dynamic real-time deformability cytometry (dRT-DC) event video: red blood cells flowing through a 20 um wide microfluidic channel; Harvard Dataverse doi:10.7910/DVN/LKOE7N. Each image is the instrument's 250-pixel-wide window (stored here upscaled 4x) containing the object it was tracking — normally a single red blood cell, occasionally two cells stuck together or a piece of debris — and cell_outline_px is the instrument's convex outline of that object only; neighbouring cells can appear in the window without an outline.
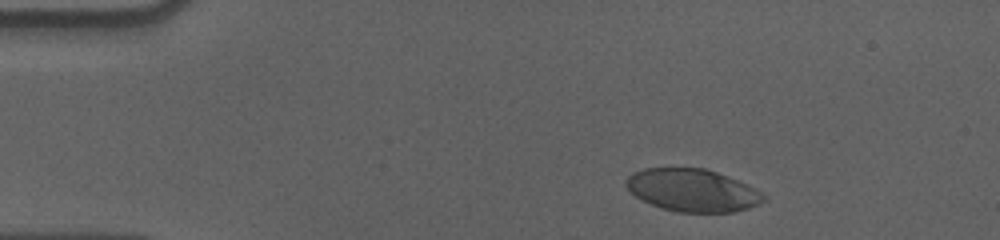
{"species": "human", "species_latin": "Homo sapiens", "temperature_condition": "cold", "stored_images_in_passage": 41, "camera_frame_rate_fps": 3000, "um_per_image_px": 0.085, "donor": {"sex": "male"}, "frame": {"image": 1, "passage_image": 1, "time_ms": 0.0, "image_size_px": [1000, 240], "cell_outline_px": [[768, 200], [760, 204], [748, 208], [732, 212], [676, 212], [652, 204], [636, 196], [624, 184], [624, 180], [632, 172], [644, 168], [704, 168], [728, 176], [756, 188], [768, 196]], "centroid_in_image_um": [58.9, 16.17], "position_along_channel_um": 26.1, "area_um2": 34.22}}
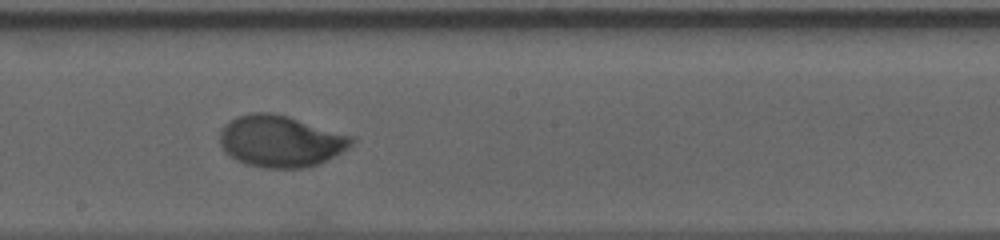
{"frame": {"image": 2, "passage_image": 24, "time_ms": 7.667, "image_size_px": [1000, 240], "cell_outline_px": [[356, 140], [348, 148], [328, 160], [304, 168], [264, 168], [244, 164], [236, 160], [224, 152], [220, 144], [220, 128], [228, 120], [252, 112], [272, 112], [288, 116], [352, 136]], "centroid_in_image_um": [23.81, 12.0], "position_along_channel_um": 224.4, "area_um2": 39.82}}
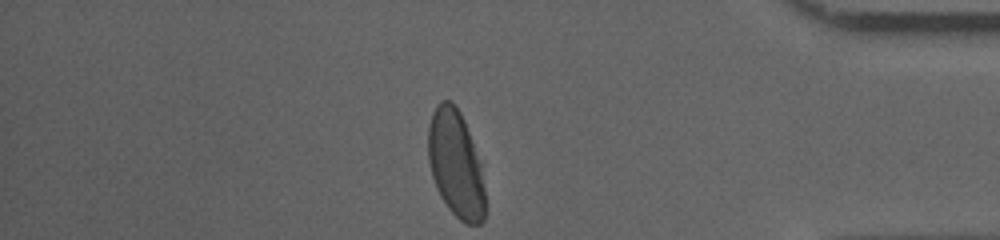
{"frame": {"image": 3, "passage_image": 41, "time_ms": 13.333, "image_size_px": [1000, 240], "cell_outline_px": [[484, 220], [480, 224], [464, 224], [448, 208], [440, 196], [432, 176], [428, 160], [428, 128], [432, 112], [436, 104], [440, 100], [452, 100], [460, 112], [464, 120], [480, 164], [484, 188]], "centroid_in_image_um": [38.71, 13.93], "position_along_channel_um": 396.5, "area_um2": 35.37}, "authors_computed_cell_mechanics": {"area_um2": 38.437, "velocity_mm_per_s": 3.5509, "shape_relaxation_time_tau1_ms": 3.9338, "shape_relaxation_time_tau2_ms": null, "deformation_change_tau1": 0.1585, "deformation_change_tau2": null}}